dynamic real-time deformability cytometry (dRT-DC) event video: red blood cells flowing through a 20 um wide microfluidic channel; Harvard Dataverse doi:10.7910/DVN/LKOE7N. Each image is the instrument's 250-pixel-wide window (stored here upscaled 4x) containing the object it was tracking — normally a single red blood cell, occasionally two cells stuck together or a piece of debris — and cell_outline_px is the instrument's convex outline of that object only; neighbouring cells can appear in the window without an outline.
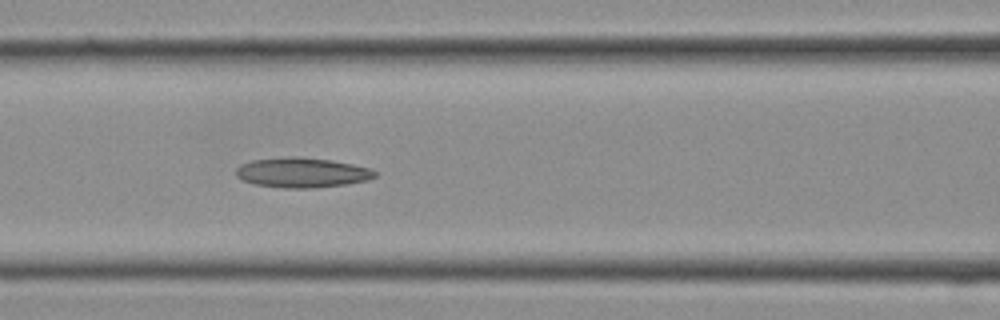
{"species": "Egyptian fruit bat (a non-hibernating species)", "species_latin": "Rousettus aegyptiacus", "temperature_condition": "cold", "stored_images_in_passage": 10, "camera_frame_rate_fps": 3000, "um_per_image_px": 0.085, "frame": {"image": 1, "passage_image": 10, "time_ms": 3.0, "image_size_px": [1000, 320], "cell_outline_px": [[376, 176], [368, 180], [344, 184], [316, 188], [284, 188], [256, 184], [244, 180], [236, 176], [236, 168], [240, 164], [252, 160], [288, 156], [296, 156], [332, 160], [352, 164], [368, 168], [376, 172]], "centroid_in_image_um": [25.65, 14.66], "position_along_channel_um": 140.9, "area_um2": 24.16}}